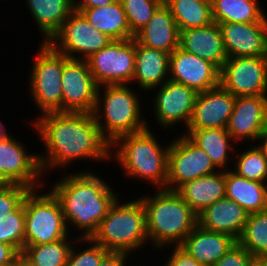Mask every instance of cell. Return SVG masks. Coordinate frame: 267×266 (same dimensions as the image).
I'll list each match as a JSON object with an SVG mask.
<instances>
[{"label":"cell","instance_id":"f6af8a7d","mask_svg":"<svg viewBox=\"0 0 267 266\" xmlns=\"http://www.w3.org/2000/svg\"><path fill=\"white\" fill-rule=\"evenodd\" d=\"M248 266H267V258H253Z\"/></svg>","mask_w":267,"mask_h":266},{"label":"cell","instance_id":"8fae6325","mask_svg":"<svg viewBox=\"0 0 267 266\" xmlns=\"http://www.w3.org/2000/svg\"><path fill=\"white\" fill-rule=\"evenodd\" d=\"M170 142L166 189L176 191L182 184L219 171L209 155L186 135Z\"/></svg>","mask_w":267,"mask_h":266},{"label":"cell","instance_id":"f546056e","mask_svg":"<svg viewBox=\"0 0 267 266\" xmlns=\"http://www.w3.org/2000/svg\"><path fill=\"white\" fill-rule=\"evenodd\" d=\"M258 0H211L213 21L221 23L262 22L267 15Z\"/></svg>","mask_w":267,"mask_h":266},{"label":"cell","instance_id":"7a4b0ae2","mask_svg":"<svg viewBox=\"0 0 267 266\" xmlns=\"http://www.w3.org/2000/svg\"><path fill=\"white\" fill-rule=\"evenodd\" d=\"M86 170L59 177L50 189L61 205L69 233L71 227L77 228L80 239L92 237L120 195L94 170Z\"/></svg>","mask_w":267,"mask_h":266},{"label":"cell","instance_id":"6da1fadb","mask_svg":"<svg viewBox=\"0 0 267 266\" xmlns=\"http://www.w3.org/2000/svg\"><path fill=\"white\" fill-rule=\"evenodd\" d=\"M38 116L29 122L45 146L46 152L39 153L44 176L77 160L112 161L111 144L102 136L93 113L50 112Z\"/></svg>","mask_w":267,"mask_h":266},{"label":"cell","instance_id":"ee69618b","mask_svg":"<svg viewBox=\"0 0 267 266\" xmlns=\"http://www.w3.org/2000/svg\"><path fill=\"white\" fill-rule=\"evenodd\" d=\"M12 266H35L23 253H19Z\"/></svg>","mask_w":267,"mask_h":266},{"label":"cell","instance_id":"1f68e13d","mask_svg":"<svg viewBox=\"0 0 267 266\" xmlns=\"http://www.w3.org/2000/svg\"><path fill=\"white\" fill-rule=\"evenodd\" d=\"M71 235L53 243L24 246L22 253L35 266H67L71 247L78 239Z\"/></svg>","mask_w":267,"mask_h":266},{"label":"cell","instance_id":"8992f818","mask_svg":"<svg viewBox=\"0 0 267 266\" xmlns=\"http://www.w3.org/2000/svg\"><path fill=\"white\" fill-rule=\"evenodd\" d=\"M119 198L122 199H116L90 239L108 251L130 256L132 252L133 256L149 243L146 210L139 197L130 202Z\"/></svg>","mask_w":267,"mask_h":266},{"label":"cell","instance_id":"7dc6e473","mask_svg":"<svg viewBox=\"0 0 267 266\" xmlns=\"http://www.w3.org/2000/svg\"><path fill=\"white\" fill-rule=\"evenodd\" d=\"M5 124L0 120V140L4 139L5 137L9 136V132H7Z\"/></svg>","mask_w":267,"mask_h":266},{"label":"cell","instance_id":"e575fe53","mask_svg":"<svg viewBox=\"0 0 267 266\" xmlns=\"http://www.w3.org/2000/svg\"><path fill=\"white\" fill-rule=\"evenodd\" d=\"M0 242L13 246L22 253L25 246L24 201L0 222Z\"/></svg>","mask_w":267,"mask_h":266},{"label":"cell","instance_id":"bcb514c9","mask_svg":"<svg viewBox=\"0 0 267 266\" xmlns=\"http://www.w3.org/2000/svg\"><path fill=\"white\" fill-rule=\"evenodd\" d=\"M258 144L260 145V147L262 148L265 157L267 158V131L266 133L260 138V140L258 141Z\"/></svg>","mask_w":267,"mask_h":266},{"label":"cell","instance_id":"83f0119b","mask_svg":"<svg viewBox=\"0 0 267 266\" xmlns=\"http://www.w3.org/2000/svg\"><path fill=\"white\" fill-rule=\"evenodd\" d=\"M225 187V197L249 214L267 210V183L248 180L229 169L225 170Z\"/></svg>","mask_w":267,"mask_h":266},{"label":"cell","instance_id":"f35d334b","mask_svg":"<svg viewBox=\"0 0 267 266\" xmlns=\"http://www.w3.org/2000/svg\"><path fill=\"white\" fill-rule=\"evenodd\" d=\"M254 257L238 242L214 266H248Z\"/></svg>","mask_w":267,"mask_h":266},{"label":"cell","instance_id":"277c9868","mask_svg":"<svg viewBox=\"0 0 267 266\" xmlns=\"http://www.w3.org/2000/svg\"><path fill=\"white\" fill-rule=\"evenodd\" d=\"M139 197L145 206L149 244L163 252L168 246H179L198 225V215L173 190L157 189Z\"/></svg>","mask_w":267,"mask_h":266},{"label":"cell","instance_id":"ba28073f","mask_svg":"<svg viewBox=\"0 0 267 266\" xmlns=\"http://www.w3.org/2000/svg\"><path fill=\"white\" fill-rule=\"evenodd\" d=\"M31 70H28V90L37 105L38 113L62 112V71L64 54L55 51L48 43L39 45ZM40 110V112H39Z\"/></svg>","mask_w":267,"mask_h":266},{"label":"cell","instance_id":"836d02e7","mask_svg":"<svg viewBox=\"0 0 267 266\" xmlns=\"http://www.w3.org/2000/svg\"><path fill=\"white\" fill-rule=\"evenodd\" d=\"M238 151L235 150L233 154L236 161H233L234 166L230 165L232 170L248 180L267 183V158L260 145L252 144L251 147L242 149L241 153Z\"/></svg>","mask_w":267,"mask_h":266},{"label":"cell","instance_id":"4dcf8cb0","mask_svg":"<svg viewBox=\"0 0 267 266\" xmlns=\"http://www.w3.org/2000/svg\"><path fill=\"white\" fill-rule=\"evenodd\" d=\"M179 31L213 23L211 0H164Z\"/></svg>","mask_w":267,"mask_h":266},{"label":"cell","instance_id":"5bb4252c","mask_svg":"<svg viewBox=\"0 0 267 266\" xmlns=\"http://www.w3.org/2000/svg\"><path fill=\"white\" fill-rule=\"evenodd\" d=\"M150 92L155 93L151 108L153 107L154 119L158 127L161 126L162 130L168 129L169 131V128L175 125L184 124V128H187L198 95L195 90L184 84L167 80L159 87L151 89Z\"/></svg>","mask_w":267,"mask_h":266},{"label":"cell","instance_id":"60d3db41","mask_svg":"<svg viewBox=\"0 0 267 266\" xmlns=\"http://www.w3.org/2000/svg\"><path fill=\"white\" fill-rule=\"evenodd\" d=\"M130 255L123 252L109 251L101 260L99 266H127Z\"/></svg>","mask_w":267,"mask_h":266},{"label":"cell","instance_id":"cb8c5ba5","mask_svg":"<svg viewBox=\"0 0 267 266\" xmlns=\"http://www.w3.org/2000/svg\"><path fill=\"white\" fill-rule=\"evenodd\" d=\"M134 39L140 45L171 54L179 47V30L170 9L163 3Z\"/></svg>","mask_w":267,"mask_h":266},{"label":"cell","instance_id":"4fadbf2b","mask_svg":"<svg viewBox=\"0 0 267 266\" xmlns=\"http://www.w3.org/2000/svg\"><path fill=\"white\" fill-rule=\"evenodd\" d=\"M220 85L235 97L267 95V56L227 58Z\"/></svg>","mask_w":267,"mask_h":266},{"label":"cell","instance_id":"c3c4849f","mask_svg":"<svg viewBox=\"0 0 267 266\" xmlns=\"http://www.w3.org/2000/svg\"><path fill=\"white\" fill-rule=\"evenodd\" d=\"M10 183L4 178V176L0 172V189L8 187Z\"/></svg>","mask_w":267,"mask_h":266},{"label":"cell","instance_id":"30bf717a","mask_svg":"<svg viewBox=\"0 0 267 266\" xmlns=\"http://www.w3.org/2000/svg\"><path fill=\"white\" fill-rule=\"evenodd\" d=\"M111 40L93 27L80 12L73 11L47 43L68 58L86 60Z\"/></svg>","mask_w":267,"mask_h":266},{"label":"cell","instance_id":"44dd1931","mask_svg":"<svg viewBox=\"0 0 267 266\" xmlns=\"http://www.w3.org/2000/svg\"><path fill=\"white\" fill-rule=\"evenodd\" d=\"M249 213L229 198L211 204L198 215V225L208 231L225 233L239 239Z\"/></svg>","mask_w":267,"mask_h":266},{"label":"cell","instance_id":"7c38bea8","mask_svg":"<svg viewBox=\"0 0 267 266\" xmlns=\"http://www.w3.org/2000/svg\"><path fill=\"white\" fill-rule=\"evenodd\" d=\"M26 147L11 134L0 140V172L10 184L46 188L39 154H31Z\"/></svg>","mask_w":267,"mask_h":266},{"label":"cell","instance_id":"484cf974","mask_svg":"<svg viewBox=\"0 0 267 266\" xmlns=\"http://www.w3.org/2000/svg\"><path fill=\"white\" fill-rule=\"evenodd\" d=\"M183 132L182 134L186 135L194 144L209 155L212 163L219 170L232 169L228 165L233 164L230 161L233 160L232 154L235 153L238 146H234V144H237L226 129L206 128L184 130Z\"/></svg>","mask_w":267,"mask_h":266},{"label":"cell","instance_id":"8d00e7d4","mask_svg":"<svg viewBox=\"0 0 267 266\" xmlns=\"http://www.w3.org/2000/svg\"><path fill=\"white\" fill-rule=\"evenodd\" d=\"M78 246H81V248H79ZM82 246H84L85 248H83ZM108 252L109 251L106 250L104 247L94 243L89 238L88 239L78 238L71 247L67 261V266H99L102 258Z\"/></svg>","mask_w":267,"mask_h":266},{"label":"cell","instance_id":"3957f363","mask_svg":"<svg viewBox=\"0 0 267 266\" xmlns=\"http://www.w3.org/2000/svg\"><path fill=\"white\" fill-rule=\"evenodd\" d=\"M151 127L119 137L111 144L110 159L118 162L123 176L149 182L156 189H166L168 146L160 145Z\"/></svg>","mask_w":267,"mask_h":266},{"label":"cell","instance_id":"52a82bcc","mask_svg":"<svg viewBox=\"0 0 267 266\" xmlns=\"http://www.w3.org/2000/svg\"><path fill=\"white\" fill-rule=\"evenodd\" d=\"M42 189L30 190L24 199L25 246L53 243L71 234L58 199L50 190L41 194Z\"/></svg>","mask_w":267,"mask_h":266},{"label":"cell","instance_id":"9a60e30c","mask_svg":"<svg viewBox=\"0 0 267 266\" xmlns=\"http://www.w3.org/2000/svg\"><path fill=\"white\" fill-rule=\"evenodd\" d=\"M62 112L93 113L98 85L86 60L64 55L62 71Z\"/></svg>","mask_w":267,"mask_h":266},{"label":"cell","instance_id":"5b68a950","mask_svg":"<svg viewBox=\"0 0 267 266\" xmlns=\"http://www.w3.org/2000/svg\"><path fill=\"white\" fill-rule=\"evenodd\" d=\"M130 86L128 84L98 86L93 115L102 136L110 144L123 135L133 134L151 126L146 121L147 118H143L142 102H140L142 98L139 97L141 90Z\"/></svg>","mask_w":267,"mask_h":266},{"label":"cell","instance_id":"2e32d148","mask_svg":"<svg viewBox=\"0 0 267 266\" xmlns=\"http://www.w3.org/2000/svg\"><path fill=\"white\" fill-rule=\"evenodd\" d=\"M226 130L237 145L258 143L267 131V95L236 97Z\"/></svg>","mask_w":267,"mask_h":266},{"label":"cell","instance_id":"4316f807","mask_svg":"<svg viewBox=\"0 0 267 266\" xmlns=\"http://www.w3.org/2000/svg\"><path fill=\"white\" fill-rule=\"evenodd\" d=\"M42 43H47L73 10V0H25Z\"/></svg>","mask_w":267,"mask_h":266},{"label":"cell","instance_id":"ab89813d","mask_svg":"<svg viewBox=\"0 0 267 266\" xmlns=\"http://www.w3.org/2000/svg\"><path fill=\"white\" fill-rule=\"evenodd\" d=\"M170 254L163 266H204L189 255L180 246H168ZM171 249V250H170Z\"/></svg>","mask_w":267,"mask_h":266},{"label":"cell","instance_id":"e0dca14e","mask_svg":"<svg viewBox=\"0 0 267 266\" xmlns=\"http://www.w3.org/2000/svg\"><path fill=\"white\" fill-rule=\"evenodd\" d=\"M169 80L201 93L220 85V70L178 47L169 57Z\"/></svg>","mask_w":267,"mask_h":266},{"label":"cell","instance_id":"ac0fdd59","mask_svg":"<svg viewBox=\"0 0 267 266\" xmlns=\"http://www.w3.org/2000/svg\"><path fill=\"white\" fill-rule=\"evenodd\" d=\"M236 97L221 85L198 93L190 122L185 130L226 129Z\"/></svg>","mask_w":267,"mask_h":266},{"label":"cell","instance_id":"7402d4cb","mask_svg":"<svg viewBox=\"0 0 267 266\" xmlns=\"http://www.w3.org/2000/svg\"><path fill=\"white\" fill-rule=\"evenodd\" d=\"M236 243L237 240L228 234L197 225L179 246L204 266H214Z\"/></svg>","mask_w":267,"mask_h":266},{"label":"cell","instance_id":"d590c367","mask_svg":"<svg viewBox=\"0 0 267 266\" xmlns=\"http://www.w3.org/2000/svg\"><path fill=\"white\" fill-rule=\"evenodd\" d=\"M126 14V19L135 35L152 18L155 11L164 3V0H120Z\"/></svg>","mask_w":267,"mask_h":266},{"label":"cell","instance_id":"d6986e66","mask_svg":"<svg viewBox=\"0 0 267 266\" xmlns=\"http://www.w3.org/2000/svg\"><path fill=\"white\" fill-rule=\"evenodd\" d=\"M227 57L267 56V17L262 22L219 24Z\"/></svg>","mask_w":267,"mask_h":266},{"label":"cell","instance_id":"74e56055","mask_svg":"<svg viewBox=\"0 0 267 266\" xmlns=\"http://www.w3.org/2000/svg\"><path fill=\"white\" fill-rule=\"evenodd\" d=\"M30 190L18 184H10L0 189V222H4L5 217L24 201Z\"/></svg>","mask_w":267,"mask_h":266},{"label":"cell","instance_id":"9c48e42d","mask_svg":"<svg viewBox=\"0 0 267 266\" xmlns=\"http://www.w3.org/2000/svg\"><path fill=\"white\" fill-rule=\"evenodd\" d=\"M86 61L98 86L131 85L135 69V39L111 40Z\"/></svg>","mask_w":267,"mask_h":266},{"label":"cell","instance_id":"603a6c76","mask_svg":"<svg viewBox=\"0 0 267 266\" xmlns=\"http://www.w3.org/2000/svg\"><path fill=\"white\" fill-rule=\"evenodd\" d=\"M170 54L140 45L135 41V69L131 84H137L144 92H149L169 80Z\"/></svg>","mask_w":267,"mask_h":266},{"label":"cell","instance_id":"d4e9b609","mask_svg":"<svg viewBox=\"0 0 267 266\" xmlns=\"http://www.w3.org/2000/svg\"><path fill=\"white\" fill-rule=\"evenodd\" d=\"M225 170L182 184L176 192L199 215L204 209L225 197Z\"/></svg>","mask_w":267,"mask_h":266},{"label":"cell","instance_id":"ffe728a7","mask_svg":"<svg viewBox=\"0 0 267 266\" xmlns=\"http://www.w3.org/2000/svg\"><path fill=\"white\" fill-rule=\"evenodd\" d=\"M179 48L214 64L219 70L228 58L222 33L216 22L201 28L179 31Z\"/></svg>","mask_w":267,"mask_h":266},{"label":"cell","instance_id":"d6a6232c","mask_svg":"<svg viewBox=\"0 0 267 266\" xmlns=\"http://www.w3.org/2000/svg\"><path fill=\"white\" fill-rule=\"evenodd\" d=\"M237 242L254 258H267V210L249 214Z\"/></svg>","mask_w":267,"mask_h":266},{"label":"cell","instance_id":"7bdbcfd3","mask_svg":"<svg viewBox=\"0 0 267 266\" xmlns=\"http://www.w3.org/2000/svg\"><path fill=\"white\" fill-rule=\"evenodd\" d=\"M115 0H73V10L108 6Z\"/></svg>","mask_w":267,"mask_h":266},{"label":"cell","instance_id":"f1b7e54d","mask_svg":"<svg viewBox=\"0 0 267 266\" xmlns=\"http://www.w3.org/2000/svg\"><path fill=\"white\" fill-rule=\"evenodd\" d=\"M74 11L80 12L93 27L112 40L134 38L120 0H115L108 6Z\"/></svg>","mask_w":267,"mask_h":266},{"label":"cell","instance_id":"b9f144b4","mask_svg":"<svg viewBox=\"0 0 267 266\" xmlns=\"http://www.w3.org/2000/svg\"><path fill=\"white\" fill-rule=\"evenodd\" d=\"M18 254L13 246L0 242V266H12Z\"/></svg>","mask_w":267,"mask_h":266}]
</instances>
